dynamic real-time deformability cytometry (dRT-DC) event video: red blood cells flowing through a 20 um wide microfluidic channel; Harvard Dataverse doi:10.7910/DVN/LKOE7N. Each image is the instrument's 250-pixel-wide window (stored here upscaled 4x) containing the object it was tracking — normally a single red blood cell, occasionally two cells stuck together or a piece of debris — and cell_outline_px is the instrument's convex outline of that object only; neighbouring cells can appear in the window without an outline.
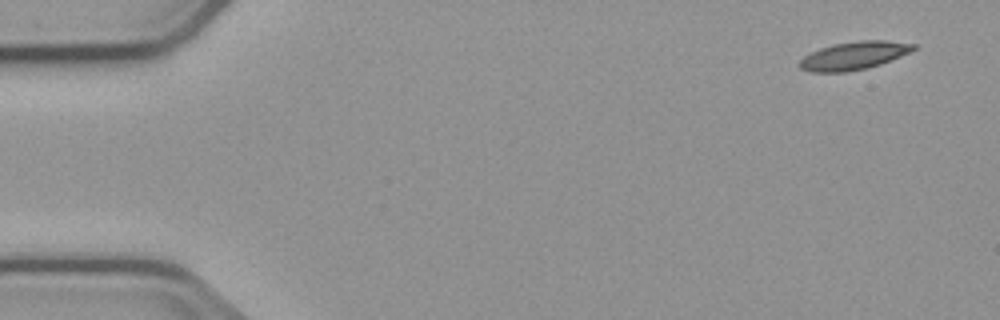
{"species": "common noctule bat (a hibernating species)", "species_latin": "Nyctalus noctula", "temperature_condition": "cold", "stored_images_in_passage": 6, "camera_frame_rate_fps": 3000, "um_per_image_px": 0.085, "animal": {"sex": "male", "body_mass_g": 23.1, "forearm_length_mm": 52.7}, "frame": {"image": 1, "passage_image": 1, "time_ms": 0.0, "image_size_px": [1000, 320], "cell_outline_px": [[916, 48], [900, 56], [880, 64], [868, 68], [844, 72], [812, 72], [800, 68], [800, 60], [804, 56], [820, 48], [832, 44], [860, 40], [884, 40], [916, 44]], "centroid_in_image_um": [72.57, 4.72], "position_along_channel_um": 12.4, "area_um2": 18.44}}
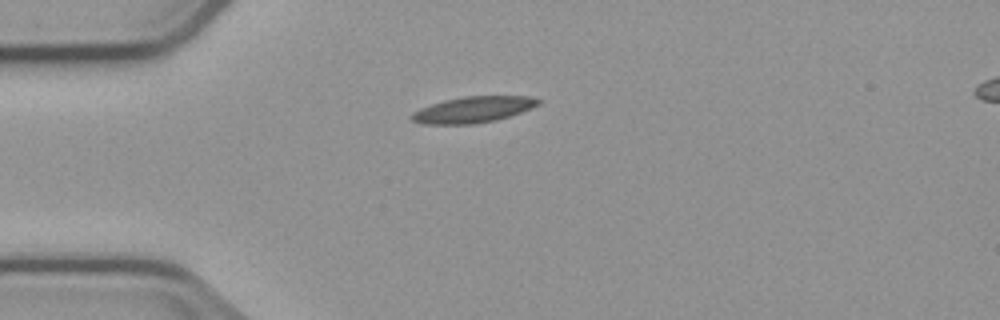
{"frame": {"image": 2, "passage_image": 4, "time_ms": 3.667, "image_size_px": [1000, 320], "cell_outline_px": [[544, 100], [540, 104], [532, 108], [496, 120], [472, 124], [424, 124], [412, 120], [408, 116], [412, 112], [420, 108], [444, 100], [464, 96], [528, 96]], "centroid_in_image_um": [40.22, 9.31], "position_along_channel_um": 44.8, "area_um2": 19.31}}
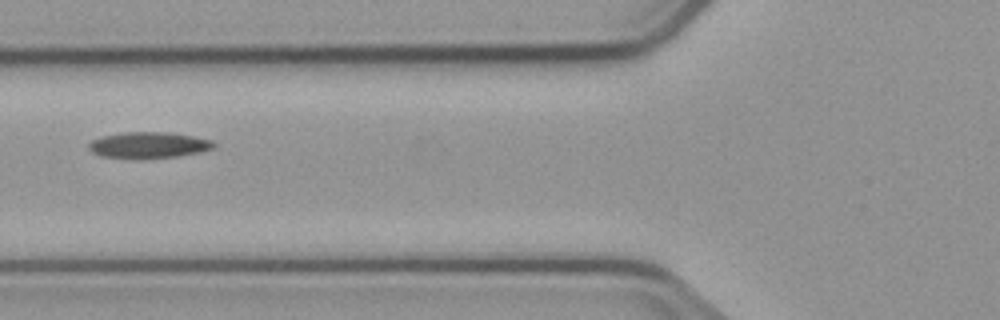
{"frame": {"image": 3, "passage_image": 6, "time_ms": 6.0, "image_size_px": [1000, 320], "cell_outline_px": [[216, 144], [212, 148], [200, 152], [176, 156], [104, 156], [92, 152], [88, 148], [88, 144], [92, 140], [100, 136], [120, 132], [168, 132], [192, 136], [212, 140]], "centroid_in_image_um": [12.63, 12.28], "position_along_channel_um": 113.2, "area_um2": 18.26}}